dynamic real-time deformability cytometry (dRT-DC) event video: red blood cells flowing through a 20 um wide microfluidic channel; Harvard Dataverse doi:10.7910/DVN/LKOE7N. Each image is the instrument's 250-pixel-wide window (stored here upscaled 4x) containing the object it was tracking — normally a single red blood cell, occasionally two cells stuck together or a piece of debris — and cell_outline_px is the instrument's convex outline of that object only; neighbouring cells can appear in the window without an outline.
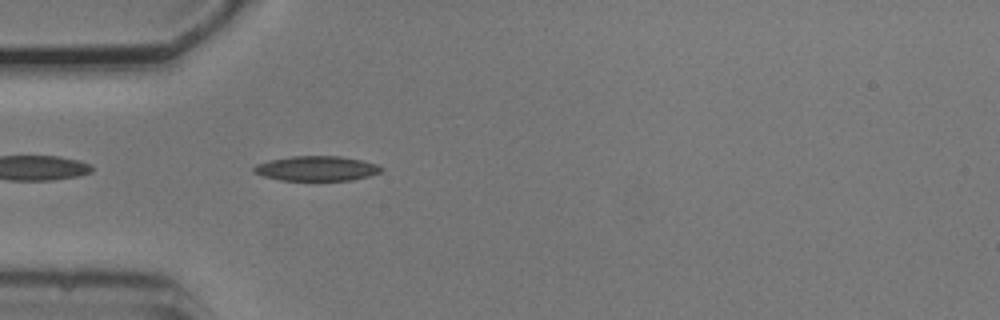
{"species": "common noctule bat (a hibernating species)", "species_latin": "Nyctalus noctula", "temperature_condition": "cold", "stored_images_in_passage": 40, "camera_frame_rate_fps": 3000, "um_per_image_px": 0.085, "animal": {"sex": "male", "body_mass_g": 20.5, "forearm_length_mm": 52.5}, "frame": {"image": 1, "passage_image": 2, "time_ms": 0.333, "image_size_px": [1000, 320], "cell_outline_px": [[384, 168], [380, 172], [368, 176], [352, 180], [280, 180], [264, 176], [252, 172], [252, 168], [256, 164], [268, 160], [292, 156], [340, 156], [380, 164]], "centroid_in_image_um": [26.9, 14.31], "position_along_channel_um": 58.1, "area_um2": 18.5}}
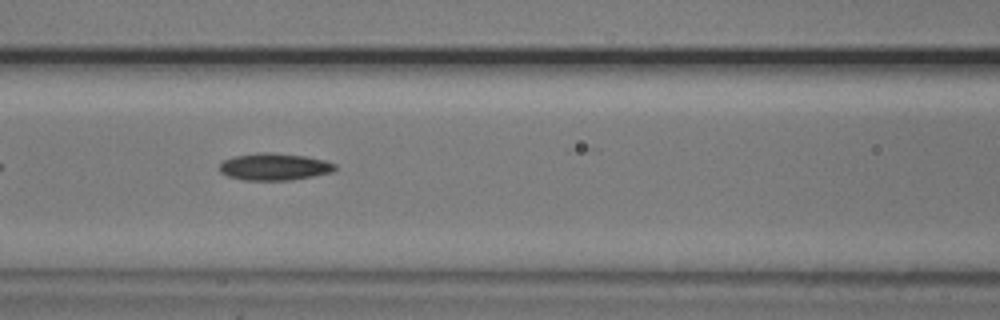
{"frame": {"image": 2, "passage_image": 9, "time_ms": 2.667, "image_size_px": [1000, 320], "cell_outline_px": [[336, 168], [332, 172], [292, 180], [244, 180], [228, 176], [220, 172], [220, 164], [224, 160], [232, 156], [260, 152], [272, 152], [304, 156], [324, 160], [336, 164]], "centroid_in_image_um": [23.3, 14.17], "position_along_channel_um": 143.3, "area_um2": 18.21}}
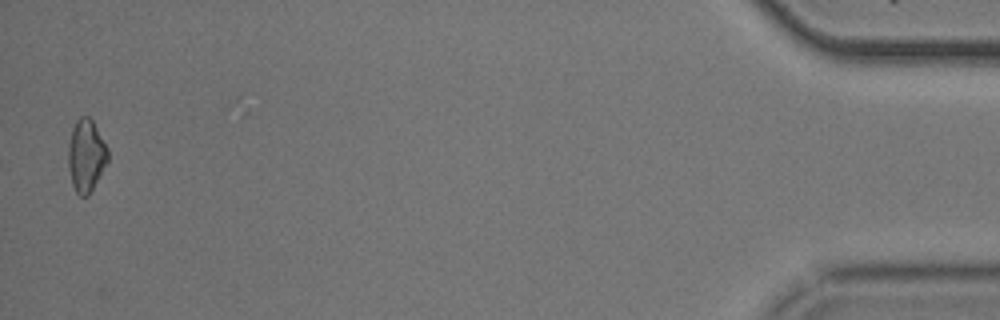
{"frame": {"image": 3, "passage_image": 39, "time_ms": 12.667, "image_size_px": [1000, 320], "cell_outline_px": [[108, 160], [88, 196], [80, 196], [76, 192], [72, 184], [68, 168], [68, 144], [72, 128], [76, 120], [80, 116], [88, 116], [92, 120], [108, 148]], "centroid_in_image_um": [7.3, 13.21], "position_along_channel_um": 427.9, "area_um2": 16.65}, "authors_computed_cell_mechanics": {"area_um2": 16.9932, "velocity_mm_per_s": 3.7602, "shape_relaxation_time_tau1_ms": 2.6514, "shape_relaxation_time_tau2_ms": null, "deformation_change_tau1": 0.0927, "deformation_change_tau2": null}}